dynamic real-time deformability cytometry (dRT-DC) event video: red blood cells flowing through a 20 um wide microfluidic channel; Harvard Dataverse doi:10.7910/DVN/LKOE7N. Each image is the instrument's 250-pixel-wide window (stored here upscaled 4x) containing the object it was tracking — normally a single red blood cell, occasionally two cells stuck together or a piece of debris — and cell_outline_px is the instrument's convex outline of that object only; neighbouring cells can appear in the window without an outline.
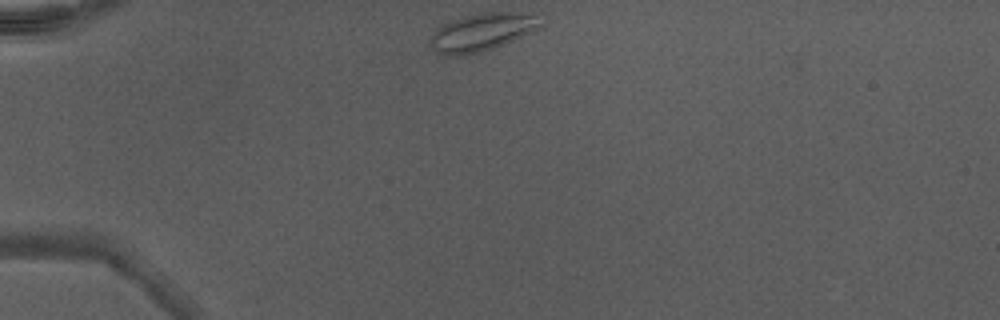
{"species": "Egyptian fruit bat (a non-hibernating species)", "species_latin": "Rousettus aegyptiacus", "temperature_condition": "warm", "stored_images_in_passage": 37, "camera_frame_rate_fps": 3000, "um_per_image_px": 0.085, "animal": {"sex": "male"}, "frame": {"image": 1, "passage_image": 1, "time_ms": 0.0, "image_size_px": [1000, 320], "cell_outline_px": [[544, 12], [536, 32], [504, 44], [480, 52], [464, 56], [440, 56], [432, 48], [432, 36], [436, 28], [452, 20], [476, 12]], "centroid_in_image_um": [41.06, 2.71], "position_along_channel_um": 43.9, "area_um2": 24.97}}
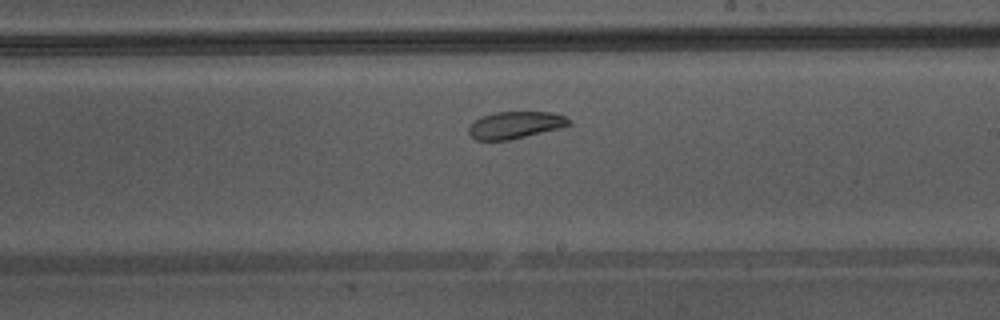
{"frame": {"image": 2, "passage_image": 18, "time_ms": 5.667, "image_size_px": [1000, 320], "cell_outline_px": [[572, 124], [560, 128], [508, 140], [476, 140], [468, 132], [468, 128], [472, 120], [480, 116], [496, 112], [552, 112], [564, 116], [572, 120]], "centroid_in_image_um": [43.78, 10.61], "position_along_channel_um": 245.2, "area_um2": 15.9}}
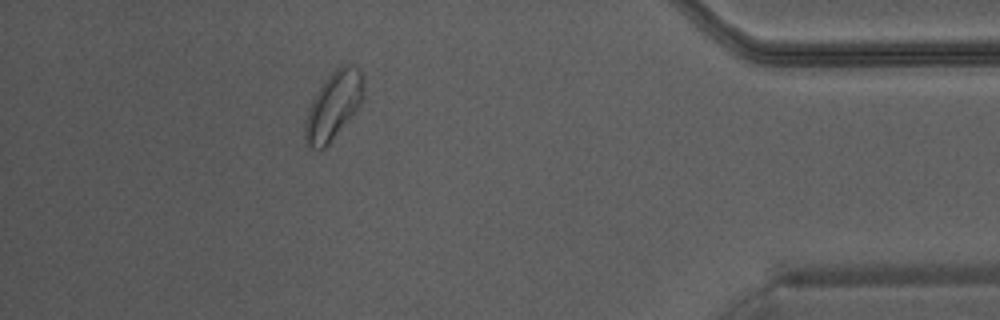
{"frame": {"image": 3, "passage_image": 32, "time_ms": 10.333, "image_size_px": [1000, 320], "cell_outline_px": [[364, 100], [328, 144], [320, 152], [304, 144], [304, 124], [308, 108], [316, 92], [324, 80], [340, 64], [352, 64], [360, 72], [364, 80]], "centroid_in_image_um": [28.32, 8.98], "position_along_channel_um": 406.9, "area_um2": 23.29}, "authors_computed_cell_mechanics": {"area_um2": 18.2648, "velocity_mm_per_s": 4.2912, "shape_relaxation_time_tau1_ms": 6.6141, "shape_relaxation_time_tau2_ms": 8.4289, "deformation_change_tau1": 0.1094, "deformation_change_tau2": 0.106}}